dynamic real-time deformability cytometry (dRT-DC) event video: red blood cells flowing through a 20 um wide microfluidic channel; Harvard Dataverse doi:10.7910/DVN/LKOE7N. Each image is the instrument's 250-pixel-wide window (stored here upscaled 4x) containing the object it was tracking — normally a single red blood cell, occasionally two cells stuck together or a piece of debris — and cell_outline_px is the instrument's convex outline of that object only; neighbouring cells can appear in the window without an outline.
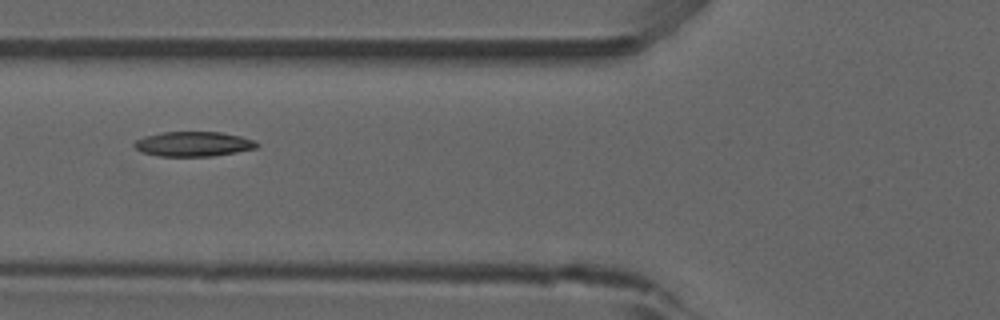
{"species": "common noctule bat (a hibernating species)", "species_latin": "Nyctalus noctula", "temperature_condition": "room temperature", "stored_images_in_passage": 38, "camera_frame_rate_fps": 3000, "um_per_image_px": 0.085, "animal": {"sex": "male", "forearm_length_mm": 52.5}, "frame": {"image": 1, "passage_image": 6, "time_ms": 1.667, "image_size_px": [1000, 320], "cell_outline_px": [[260, 144], [256, 148], [236, 152], [212, 156], [156, 156], [140, 152], [132, 144], [136, 140], [144, 136], [160, 132], [220, 132], [240, 136], [256, 140]], "centroid_in_image_um": [16.42, 12.24], "position_along_channel_um": 109.4, "area_um2": 17.86}, "authors_computed_cell_mechanics": {"area_um2": 17.5134, "velocity_mm_per_s": 3.8767, "shape_relaxation_time_tau1_ms": 6.7728, "shape_relaxation_time_tau2_ms": null, "deformation_change_tau1": 0.1482, "deformation_change_tau2": null}}